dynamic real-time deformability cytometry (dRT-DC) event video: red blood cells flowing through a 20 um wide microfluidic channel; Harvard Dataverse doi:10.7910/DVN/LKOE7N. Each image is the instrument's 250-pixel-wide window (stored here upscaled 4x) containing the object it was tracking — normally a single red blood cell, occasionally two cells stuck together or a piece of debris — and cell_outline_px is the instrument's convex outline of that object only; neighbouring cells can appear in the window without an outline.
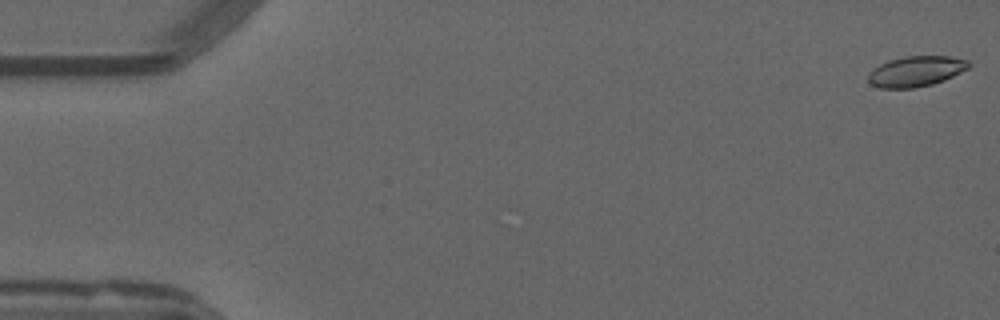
{"species": "common noctule bat (a hibernating species)", "species_latin": "Nyctalus noctula", "temperature_condition": "warm", "stored_images_in_passage": 54, "camera_frame_rate_fps": 3000, "um_per_image_px": 0.085, "animal": {"sex": "male", "forearm_length_mm": 52.5}, "frame": {"image": 1, "passage_image": 1, "time_ms": 0.0, "image_size_px": [1000, 320], "cell_outline_px": [[972, 64], [968, 68], [944, 80], [932, 84], [912, 88], [880, 88], [872, 84], [868, 80], [868, 72], [872, 68], [888, 60], [904, 56], [948, 56], [968, 60]], "centroid_in_image_um": [77.84, 6.05], "position_along_channel_um": 7.2, "area_um2": 17.86}}
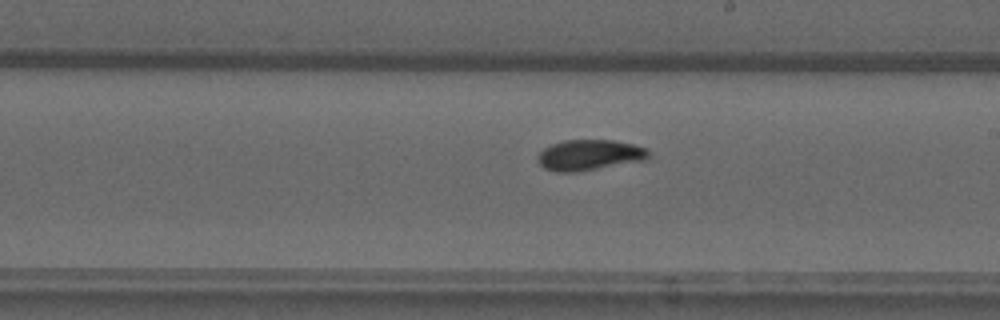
{"frame": {"image": 2, "passage_image": 31, "time_ms": 10.0, "image_size_px": [1000, 320], "cell_outline_px": [[648, 160], [576, 172], [556, 172], [544, 168], [540, 164], [536, 156], [544, 148], [552, 144], [564, 140], [612, 140], [632, 144], [644, 148], [648, 152]], "centroid_in_image_um": [50.08, 13.18], "position_along_channel_um": 238.9, "area_um2": 19.77}}
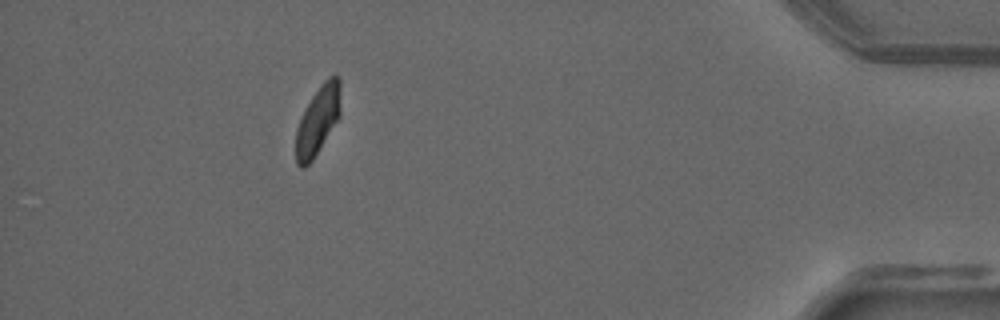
{"frame": {"image": 3, "passage_image": 49, "time_ms": 16.0, "image_size_px": [1000, 320], "cell_outline_px": [[340, 116], [312, 160], [304, 168], [300, 168], [296, 164], [296, 128], [300, 116], [304, 108], [320, 84], [328, 76], [340, 76]], "centroid_in_image_um": [27.0, 10.21], "position_along_channel_um": 408.2, "area_um2": 17.98}, "authors_computed_cell_mechanics": {"area_um2": 18.6983, "velocity_mm_per_s": 3.7966, "shape_relaxation_time_tau1_ms": 4.4832, "shape_relaxation_time_tau2_ms": 2.2542, "deformation_change_tau1": 0.1476, "deformation_change_tau2": 0.065}}